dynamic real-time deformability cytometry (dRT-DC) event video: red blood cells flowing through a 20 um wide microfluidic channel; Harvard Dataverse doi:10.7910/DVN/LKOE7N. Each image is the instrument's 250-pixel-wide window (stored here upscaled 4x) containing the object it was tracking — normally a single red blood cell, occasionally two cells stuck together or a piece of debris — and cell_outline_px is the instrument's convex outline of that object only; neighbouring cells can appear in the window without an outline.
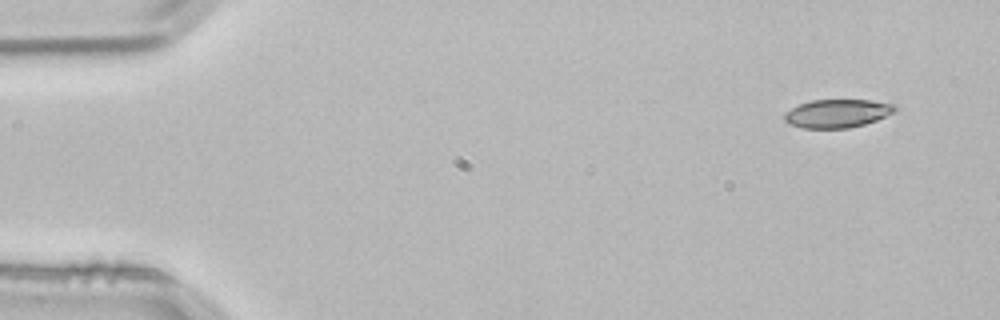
{"species": "common noctule bat (a hibernating species)", "species_latin": "Nyctalus noctula", "temperature_condition": "room temperature", "stored_images_in_passage": 3, "camera_frame_rate_fps": 3000, "um_per_image_px": 0.085, "animal": {"sex": "male", "body_mass_g": 21.5, "forearm_length_mm": 52.0}, "frame": {"image": 1, "passage_image": 1, "time_ms": 0.0, "image_size_px": [1000, 320], "cell_outline_px": [[896, 108], [892, 112], [876, 120], [864, 124], [848, 128], [804, 128], [788, 124], [784, 120], [784, 116], [792, 108], [800, 104], [812, 100], [872, 100], [896, 104]], "centroid_in_image_um": [71.17, 9.64], "position_along_channel_um": 13.8, "area_um2": 18.03}}
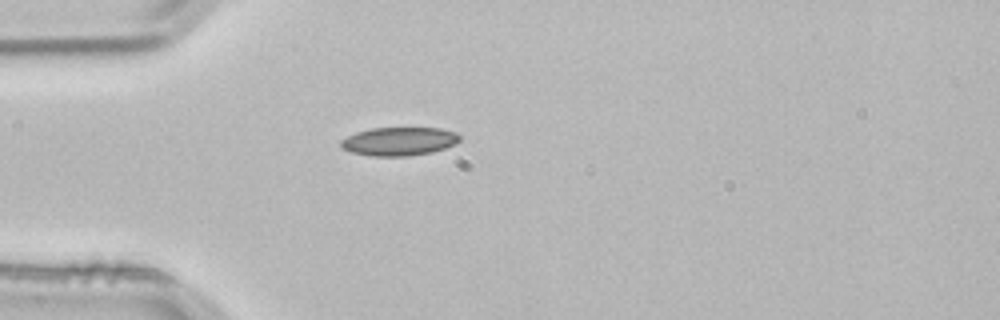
{"frame": {"image": 2, "passage_image": 3, "time_ms": 0.667, "image_size_px": [1000, 320], "cell_outline_px": [[460, 140], [456, 144], [432, 152], [408, 156], [372, 156], [352, 152], [344, 148], [340, 144], [340, 140], [356, 132], [372, 128], [440, 128], [456, 132], [460, 136]], "centroid_in_image_um": [33.95, 12.01], "position_along_channel_um": 51.1, "area_um2": 19.65}}